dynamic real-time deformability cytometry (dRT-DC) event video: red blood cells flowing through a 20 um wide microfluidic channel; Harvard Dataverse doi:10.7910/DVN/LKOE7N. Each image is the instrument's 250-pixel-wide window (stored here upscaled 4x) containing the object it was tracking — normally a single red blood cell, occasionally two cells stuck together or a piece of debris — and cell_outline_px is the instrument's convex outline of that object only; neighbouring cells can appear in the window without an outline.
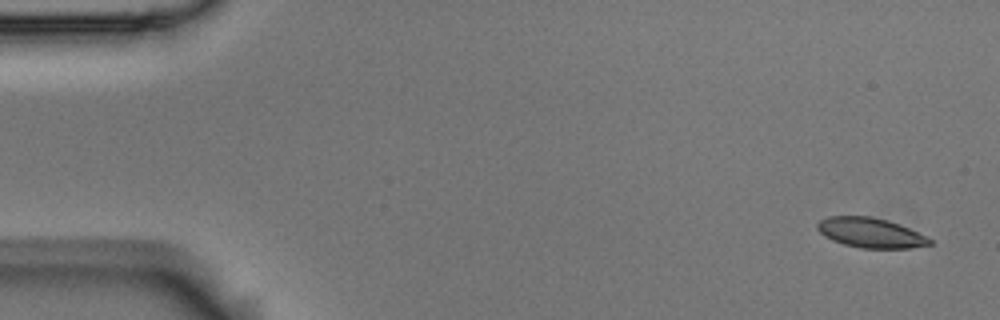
{"species": "Egyptian fruit bat (a non-hibernating species)", "species_latin": "Rousettus aegyptiacus", "temperature_condition": "room temperature", "stored_images_in_passage": 6, "camera_frame_rate_fps": 3000, "um_per_image_px": 0.085, "animal": {"sex": "male"}, "frame": {"image": 1, "passage_image": 1, "time_ms": 0.0, "image_size_px": [1000, 320], "cell_outline_px": [[932, 244], [908, 248], [860, 248], [844, 244], [832, 240], [824, 236], [816, 228], [816, 224], [820, 220], [828, 216], [872, 216], [888, 220], [900, 224], [932, 240]], "centroid_in_image_um": [73.95, 19.77], "position_along_channel_um": 11.0, "area_um2": 19.48}}
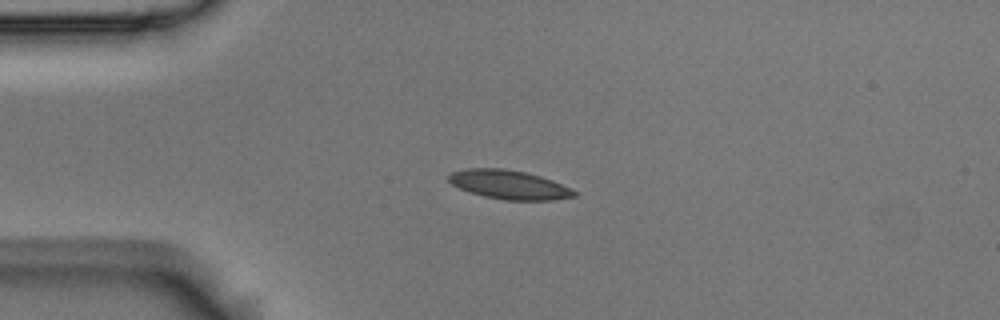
{"frame": {"image": 2, "passage_image": 4, "time_ms": 1.0, "image_size_px": [1000, 320], "cell_outline_px": [[576, 196], [552, 200], [504, 200], [484, 196], [460, 188], [452, 184], [448, 180], [448, 176], [452, 172], [468, 168], [504, 168], [524, 172], [540, 176], [552, 180], [572, 188], [576, 192]], "centroid_in_image_um": [43.29, 15.69], "position_along_channel_um": 41.7, "area_um2": 21.04}}
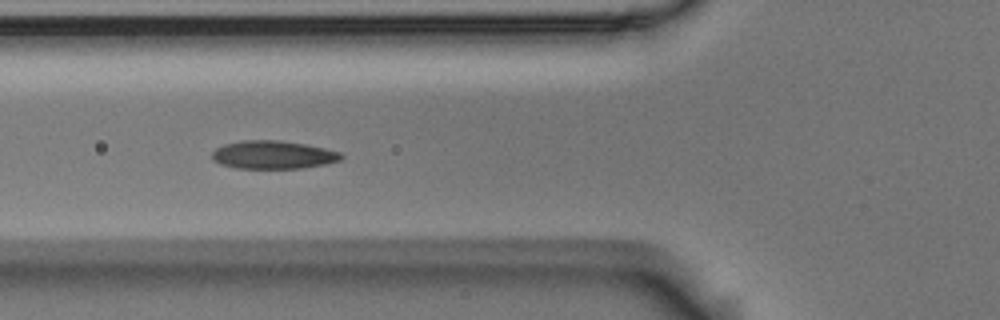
{"frame": {"image": 3, "passage_image": 6, "time_ms": 1.667, "image_size_px": [1000, 320], "cell_outline_px": [[344, 156], [340, 160], [324, 164], [304, 168], [236, 168], [220, 164], [212, 160], [212, 152], [216, 148], [224, 144], [244, 140], [280, 140], [304, 144], [324, 148], [340, 152]], "centroid_in_image_um": [23.19, 13.16], "position_along_channel_um": 102.6, "area_um2": 21.15}}